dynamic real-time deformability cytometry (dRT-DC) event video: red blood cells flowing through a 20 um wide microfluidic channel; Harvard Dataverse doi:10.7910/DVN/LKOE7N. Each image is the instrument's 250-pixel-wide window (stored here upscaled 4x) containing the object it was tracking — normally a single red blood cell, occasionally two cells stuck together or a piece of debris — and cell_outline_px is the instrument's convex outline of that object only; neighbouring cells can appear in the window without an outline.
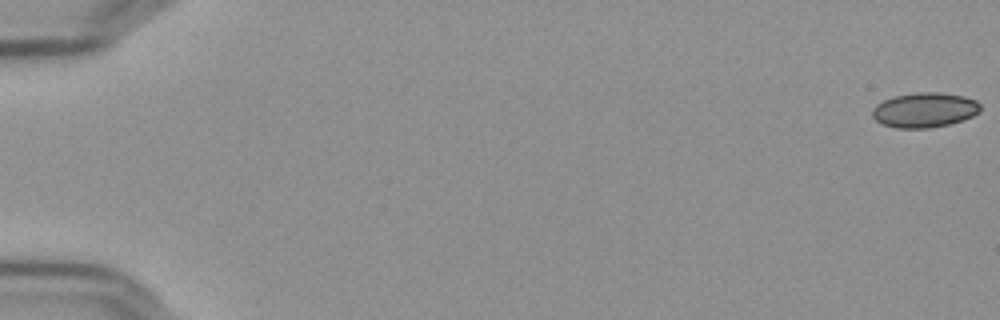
{"species": "Egyptian fruit bat (a non-hibernating species)", "species_latin": "Rousettus aegyptiacus", "temperature_condition": "cold", "stored_images_in_passage": 57, "camera_frame_rate_fps": 3000, "um_per_image_px": 0.085, "frame": {"image": 1, "passage_image": 1, "time_ms": 0.0, "image_size_px": [1000, 320], "cell_outline_px": [[980, 112], [964, 120], [948, 124], [928, 128], [896, 128], [884, 124], [876, 120], [872, 116], [872, 108], [876, 104], [892, 96], [916, 92], [940, 92], [964, 96], [976, 100], [980, 104]], "centroid_in_image_um": [78.59, 9.34], "position_along_channel_um": 6.4, "area_um2": 22.08}}
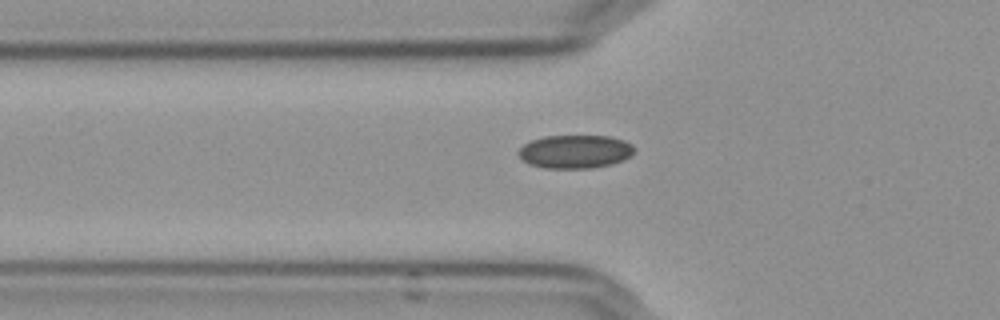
{"frame": {"image": 2, "passage_image": 21, "time_ms": 6.667, "image_size_px": [1000, 320], "cell_outline_px": [[636, 148], [624, 160], [612, 164], [588, 168], [548, 168], [528, 164], [516, 152], [524, 144], [532, 140], [544, 136], [612, 136], [624, 140], [632, 144]], "centroid_in_image_um": [48.89, 12.88], "position_along_channel_um": 76.9, "area_um2": 22.48}}
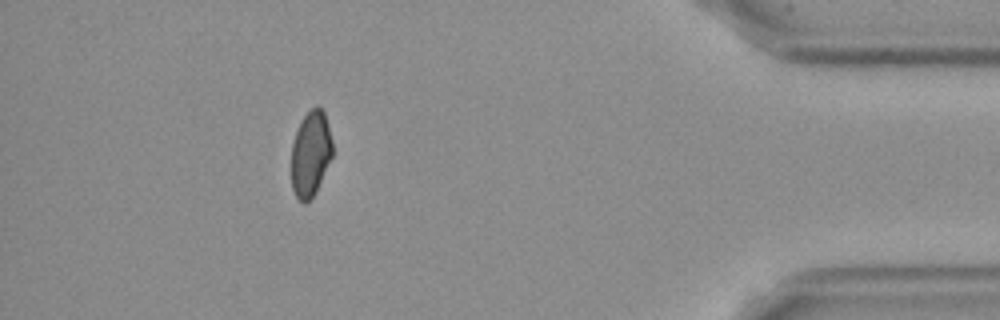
{"frame": {"image": 3, "passage_image": 52, "time_ms": 17.0, "image_size_px": [1000, 320], "cell_outline_px": [[332, 156], [316, 192], [304, 204], [296, 196], [292, 188], [292, 144], [296, 132], [304, 116], [316, 104], [324, 112], [328, 124], [332, 140]], "centroid_in_image_um": [26.41, 13.06], "position_along_channel_um": 408.8, "area_um2": 20.23}, "authors_computed_cell_mechanics": {"area_um2": 21.7328, "velocity_mm_per_s": 3.644, "shape_relaxation_time_tau1_ms": null, "shape_relaxation_time_tau2_ms": 4.0237, "deformation_change_tau1": null, "deformation_change_tau2": 0.0597}}